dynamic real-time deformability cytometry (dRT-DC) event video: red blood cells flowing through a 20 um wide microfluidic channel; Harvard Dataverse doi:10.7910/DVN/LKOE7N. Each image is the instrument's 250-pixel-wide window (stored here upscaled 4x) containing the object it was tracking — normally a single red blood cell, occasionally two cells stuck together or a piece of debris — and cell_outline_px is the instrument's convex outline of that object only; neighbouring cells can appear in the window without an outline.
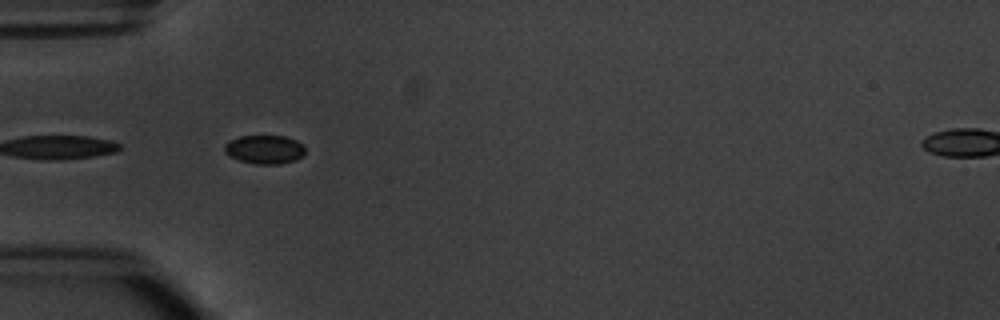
{"species": "common noctule bat (a hibernating species)", "species_latin": "Nyctalus noctula", "temperature_condition": "warm", "stored_images_in_passage": 5, "segment_of_instrument_passage": [2, 2], "camera_frame_rate_fps": 3000, "um_per_image_px": 0.085, "animal": {"sex": "male", "body_mass_g": 20.1, "forearm_length_mm": 53.5}, "frame": {"image": 1, "passage_image": 3, "time_ms": 2.333, "image_size_px": [1000, 320], "cell_outline_px": [[304, 156], [296, 160], [280, 164], [256, 164], [240, 160], [228, 156], [224, 152], [224, 144], [228, 140], [240, 136], [284, 136], [296, 140], [304, 148]], "centroid_in_image_um": [22.46, 12.71], "position_along_channel_um": 62.5, "area_um2": 13.58}}